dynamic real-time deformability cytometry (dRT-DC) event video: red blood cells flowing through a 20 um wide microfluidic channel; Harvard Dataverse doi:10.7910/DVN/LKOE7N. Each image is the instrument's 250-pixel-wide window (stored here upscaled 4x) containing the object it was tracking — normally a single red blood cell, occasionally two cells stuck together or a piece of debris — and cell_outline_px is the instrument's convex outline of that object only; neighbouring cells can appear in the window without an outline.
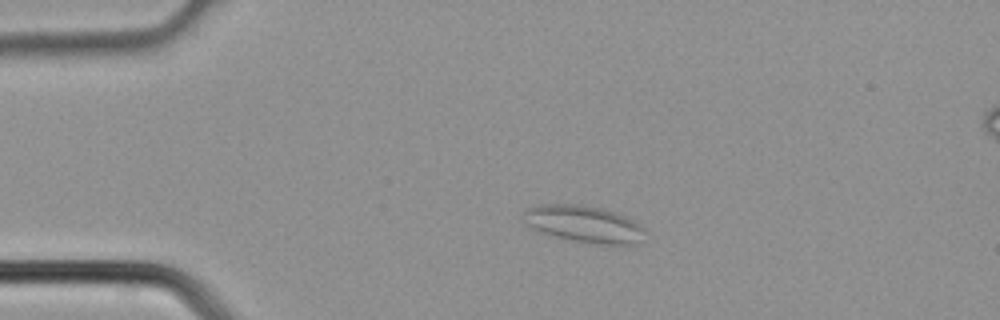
{"species": "common noctule bat (a hibernating species)", "species_latin": "Nyctalus noctula", "temperature_condition": "cold", "stored_images_in_passage": 4, "camera_frame_rate_fps": 3000, "um_per_image_px": 0.085, "animal": {"sex": "male", "body_mass_g": 21.5, "forearm_length_mm": 52.0}, "frame": {"image": 1, "passage_image": 2, "time_ms": 0.333, "image_size_px": [1000, 320], "cell_outline_px": [[648, 232], [640, 244], [596, 244], [572, 240], [556, 236], [532, 228], [528, 224], [524, 212], [528, 208], [540, 204], [584, 204], [604, 208], [624, 216], [640, 224]], "centroid_in_image_um": [49.74, 19.04], "position_along_channel_um": 35.3, "area_um2": 26.07}}